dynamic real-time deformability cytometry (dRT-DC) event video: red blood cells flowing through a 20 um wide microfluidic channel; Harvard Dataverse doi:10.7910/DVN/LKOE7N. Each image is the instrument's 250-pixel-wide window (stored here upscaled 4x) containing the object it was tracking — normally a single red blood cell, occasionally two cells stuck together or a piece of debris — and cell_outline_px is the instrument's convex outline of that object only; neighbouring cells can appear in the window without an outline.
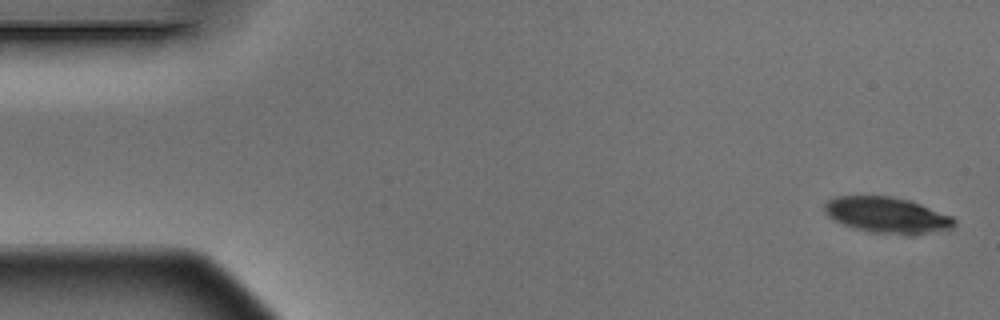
{"species": "Egyptian fruit bat (a non-hibernating species)", "species_latin": "Rousettus aegyptiacus", "temperature_condition": "warm", "stored_images_in_passage": 5, "camera_frame_rate_fps": 3000, "um_per_image_px": 0.085, "animal": {"sex": "male"}, "frame": {"image": 1, "passage_image": 1, "time_ms": 0.0, "image_size_px": [1000, 320], "cell_outline_px": [[956, 224], [952, 228], [928, 232], [872, 232], [856, 228], [844, 224], [828, 216], [824, 208], [824, 204], [828, 200], [836, 196], [892, 196], [912, 200], [952, 216], [956, 220]], "centroid_in_image_um": [75.4, 18.23], "position_along_channel_um": 9.6, "area_um2": 26.41}}
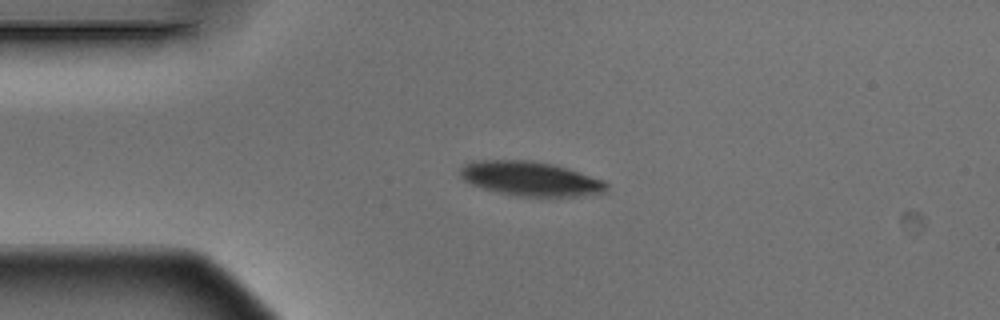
{"frame": {"image": 2, "passage_image": 4, "time_ms": 1.0, "image_size_px": [1000, 320], "cell_outline_px": [[608, 188], [604, 192], [584, 196], [520, 196], [500, 192], [484, 188], [472, 184], [464, 180], [460, 176], [460, 168], [464, 164], [472, 160], [532, 160], [552, 164], [580, 172], [604, 180], [608, 184]], "centroid_in_image_um": [45.1, 15.18], "position_along_channel_um": 39.9, "area_um2": 29.25}}